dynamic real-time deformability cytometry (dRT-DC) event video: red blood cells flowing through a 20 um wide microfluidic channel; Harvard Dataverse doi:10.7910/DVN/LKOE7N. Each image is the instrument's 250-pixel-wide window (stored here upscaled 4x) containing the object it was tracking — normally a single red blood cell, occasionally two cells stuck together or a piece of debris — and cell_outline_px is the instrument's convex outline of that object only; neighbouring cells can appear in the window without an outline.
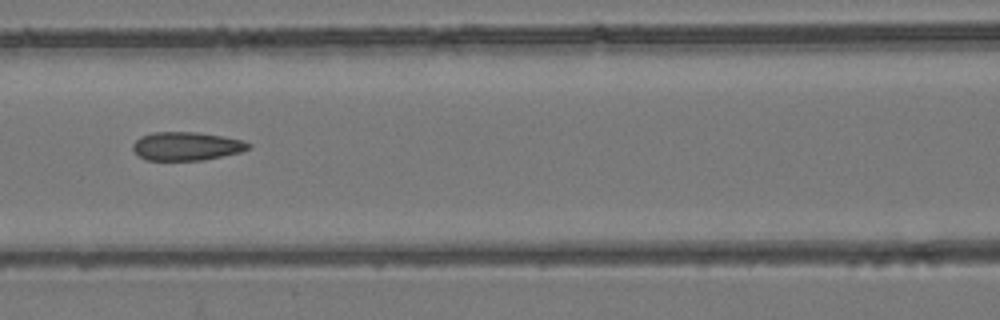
{"species": "common noctule bat (a hibernating species)", "species_latin": "Nyctalus noctula", "temperature_condition": "room temperature", "stored_images_in_passage": 6, "camera_frame_rate_fps": 3000, "um_per_image_px": 0.085, "animal": {"sex": "female", "body_mass_g": 24.6, "forearm_length_mm": 56.2}, "frame": {"image": 1, "passage_image": 6, "time_ms": 6.667, "image_size_px": [1000, 320], "cell_outline_px": [[252, 148], [240, 152], [204, 160], [144, 160], [132, 148], [132, 144], [140, 136], [152, 132], [196, 132], [224, 136], [244, 140], [252, 144]], "centroid_in_image_um": [15.88, 12.42], "position_along_channel_um": 150.7, "area_um2": 19.36}}